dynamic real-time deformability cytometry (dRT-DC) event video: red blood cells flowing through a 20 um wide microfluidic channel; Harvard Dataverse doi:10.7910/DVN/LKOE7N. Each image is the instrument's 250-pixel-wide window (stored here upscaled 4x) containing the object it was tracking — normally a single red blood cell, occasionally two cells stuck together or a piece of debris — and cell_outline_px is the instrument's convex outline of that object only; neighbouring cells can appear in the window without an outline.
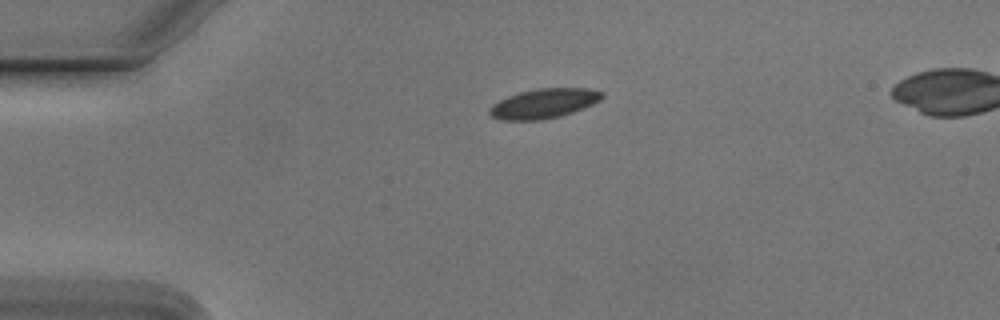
{"species": "Egyptian fruit bat (a non-hibernating species)", "species_latin": "Rousettus aegyptiacus", "temperature_condition": "cold", "stored_images_in_passage": 44, "camera_frame_rate_fps": 3000, "um_per_image_px": 0.085, "animal": {"sex": "male"}, "frame": {"image": 1, "passage_image": 1, "time_ms": 0.0, "image_size_px": [1000, 320], "cell_outline_px": [[604, 96], [600, 100], [592, 104], [572, 112], [560, 116], [544, 120], [500, 120], [492, 116], [488, 112], [488, 108], [492, 104], [508, 96], [520, 92], [536, 88], [588, 88], [604, 92]], "centroid_in_image_um": [46.21, 8.79], "position_along_channel_um": 38.8, "area_um2": 19.48}}
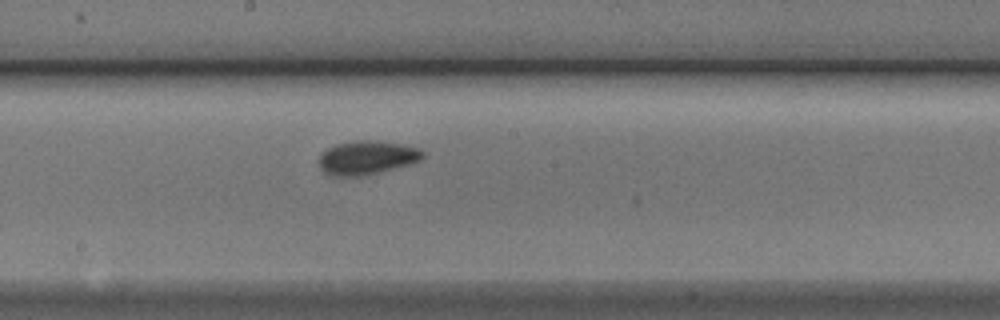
{"frame": {"image": 2, "passage_image": 18, "time_ms": 5.667, "image_size_px": [1000, 320], "cell_outline_px": [[424, 156], [420, 160], [412, 164], [360, 176], [332, 176], [324, 172], [320, 168], [320, 152], [336, 144], [356, 140], [380, 140], [404, 144], [420, 148], [424, 152]], "centroid_in_image_um": [31.21, 13.38], "position_along_channel_um": 217.0, "area_um2": 20.63}}
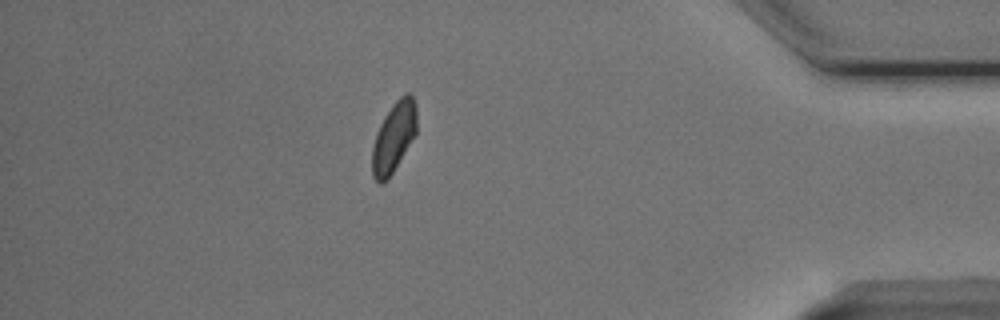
{"frame": {"image": 3, "passage_image": 36, "time_ms": 11.667, "image_size_px": [1000, 320], "cell_outline_px": [[416, 132], [392, 172], [380, 184], [372, 176], [372, 148], [376, 132], [384, 116], [392, 104], [404, 92], [412, 92], [416, 104]], "centroid_in_image_um": [33.47, 11.57], "position_along_channel_um": 401.7, "area_um2": 17.98}, "authors_computed_cell_mechanics": {"area_um2": 18.5827, "velocity_mm_per_s": 3.7557, "shape_relaxation_time_tau1_ms": 3.0186, "shape_relaxation_time_tau2_ms": 2.0709, "deformation_change_tau1": 0.0907, "deformation_change_tau2": 0.0546}}